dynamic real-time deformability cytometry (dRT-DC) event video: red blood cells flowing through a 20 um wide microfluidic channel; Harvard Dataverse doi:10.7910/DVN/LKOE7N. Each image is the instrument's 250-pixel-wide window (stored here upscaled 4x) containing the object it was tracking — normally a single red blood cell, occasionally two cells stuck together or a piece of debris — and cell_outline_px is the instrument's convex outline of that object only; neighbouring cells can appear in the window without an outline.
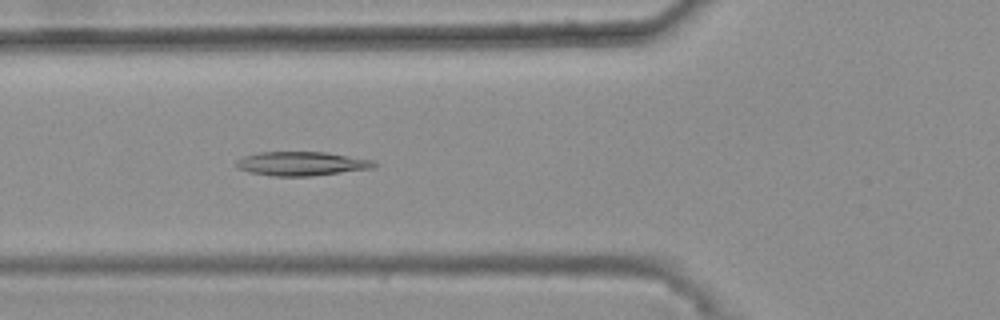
{"species": "common noctule bat (a hibernating species)", "species_latin": "Nyctalus noctula", "temperature_condition": "warm", "stored_images_in_passage": 47, "camera_frame_rate_fps": 3000, "um_per_image_px": 0.085, "animal": {"sex": "female", "body_mass_g": 25.1}, "frame": {"image": 1, "passage_image": 20, "time_ms": 6.333, "image_size_px": [1000, 320], "cell_outline_px": [[380, 164], [376, 168], [312, 176], [272, 176], [248, 172], [240, 168], [236, 164], [236, 160], [244, 156], [260, 152], [324, 152], [372, 160]], "centroid_in_image_um": [25.68, 13.92], "position_along_channel_um": 100.1, "area_um2": 19.31}}
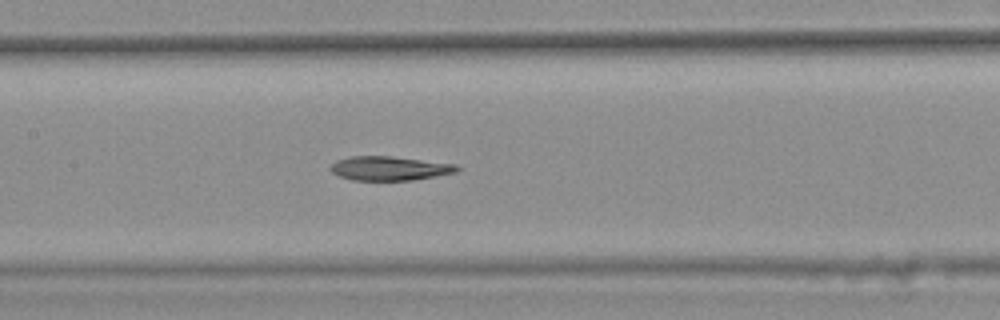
{"frame": {"image": 2, "passage_image": 26, "time_ms": 8.333, "image_size_px": [1000, 320], "cell_outline_px": [[460, 168], [456, 172], [436, 176], [412, 180], [352, 180], [340, 176], [332, 172], [328, 168], [336, 160], [348, 156], [392, 156], [456, 164]], "centroid_in_image_um": [33.09, 14.3], "position_along_channel_um": 174.3, "area_um2": 17.8}}
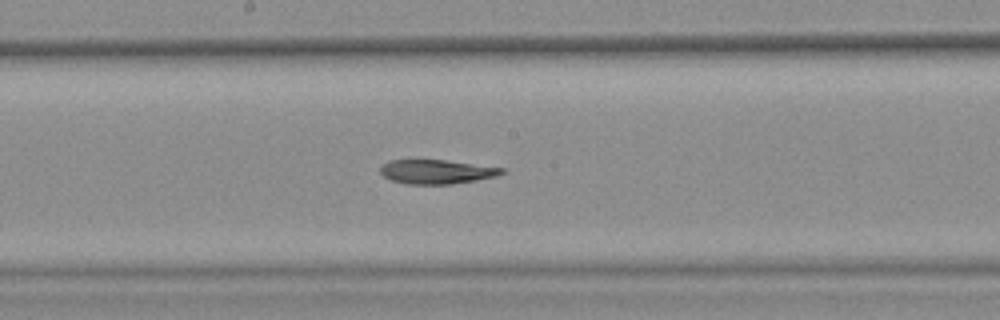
{"frame": {"image": 3, "passage_image": 29, "time_ms": 9.333, "image_size_px": [1000, 320], "cell_outline_px": [[504, 172], [496, 176], [476, 180], [452, 184], [404, 184], [392, 180], [384, 176], [380, 172], [380, 168], [388, 160], [444, 160], [504, 168]], "centroid_in_image_um": [37.08, 14.6], "position_along_channel_um": 211.1, "area_um2": 16.94}}